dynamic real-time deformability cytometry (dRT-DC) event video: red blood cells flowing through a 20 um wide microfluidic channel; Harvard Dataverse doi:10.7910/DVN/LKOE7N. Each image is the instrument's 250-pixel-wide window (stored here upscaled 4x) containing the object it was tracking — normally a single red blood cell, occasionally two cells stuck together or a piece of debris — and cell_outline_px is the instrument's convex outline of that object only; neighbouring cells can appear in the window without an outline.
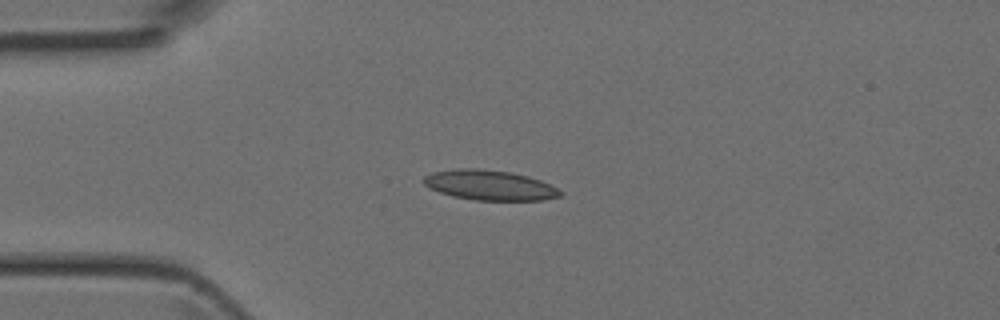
{"species": "Egyptian fruit bat (a non-hibernating species)", "species_latin": "Rousettus aegyptiacus", "temperature_condition": "room temperature", "stored_images_in_passage": 4, "camera_frame_rate_fps": 3000, "um_per_image_px": 0.085, "animal": {"sex": "female"}, "frame": {"image": 1, "passage_image": 3, "time_ms": 0.667, "image_size_px": [1000, 320], "cell_outline_px": [[564, 192], [560, 196], [544, 200], [476, 200], [452, 196], [428, 188], [420, 180], [424, 176], [432, 172], [456, 168], [480, 168], [508, 172], [528, 176], [540, 180]], "centroid_in_image_um": [41.57, 15.73], "position_along_channel_um": 43.4, "area_um2": 23.99}}